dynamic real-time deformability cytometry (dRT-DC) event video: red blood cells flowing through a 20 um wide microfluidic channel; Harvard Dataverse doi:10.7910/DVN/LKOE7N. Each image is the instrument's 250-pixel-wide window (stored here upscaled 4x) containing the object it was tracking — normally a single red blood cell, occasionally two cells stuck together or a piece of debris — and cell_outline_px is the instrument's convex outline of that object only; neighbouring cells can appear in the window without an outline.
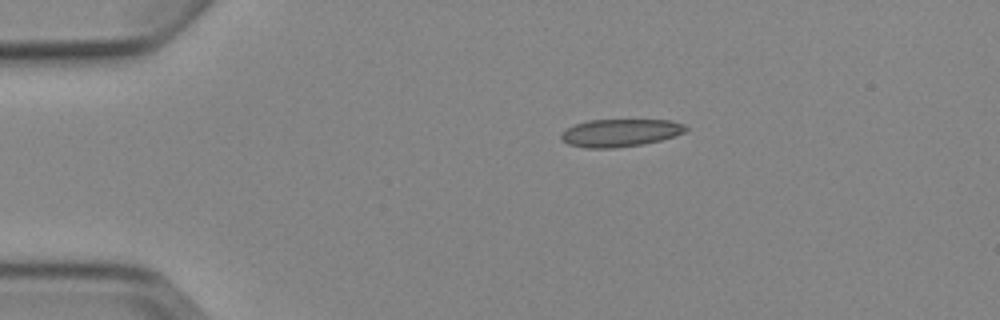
{"species": "Egyptian fruit bat (a non-hibernating species)", "species_latin": "Rousettus aegyptiacus", "temperature_condition": "cold", "stored_images_in_passage": 3, "camera_frame_rate_fps": 3000, "um_per_image_px": 0.085, "animal": {"sex": "female"}, "frame": {"image": 1, "passage_image": 1, "time_ms": 0.0, "image_size_px": [1000, 320], "cell_outline_px": [[688, 128], [684, 132], [660, 140], [640, 144], [612, 148], [588, 148], [568, 144], [560, 140], [560, 136], [568, 128], [576, 124], [588, 120], [668, 120], [684, 124]], "centroid_in_image_um": [52.69, 11.28], "position_along_channel_um": 32.3, "area_um2": 19.77}}
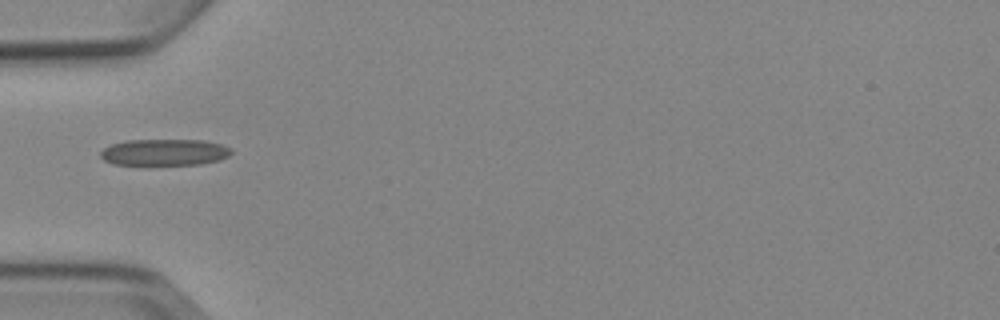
{"frame": {"image": 2, "passage_image": 3, "time_ms": 2.333, "image_size_px": [1000, 320], "cell_outline_px": [[232, 152], [228, 156], [220, 160], [200, 164], [112, 164], [104, 160], [100, 156], [100, 152], [104, 148], [112, 144], [128, 140], [204, 140], [220, 144], [232, 148]], "centroid_in_image_um": [13.99, 12.94], "position_along_channel_um": 71.0, "area_um2": 20.06}}